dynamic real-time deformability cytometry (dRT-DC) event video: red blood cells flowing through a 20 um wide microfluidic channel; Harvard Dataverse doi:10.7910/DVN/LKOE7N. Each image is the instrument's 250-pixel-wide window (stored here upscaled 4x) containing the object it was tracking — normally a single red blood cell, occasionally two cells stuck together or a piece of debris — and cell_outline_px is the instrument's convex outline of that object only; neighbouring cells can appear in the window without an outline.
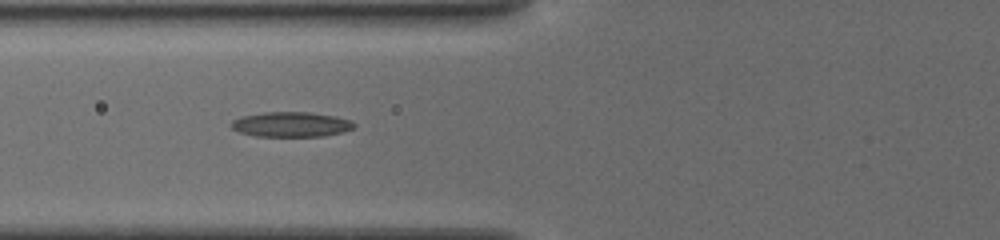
{"species": "common noctule bat (a hibernating species)", "species_latin": "Nyctalus noctula", "temperature_condition": "cold", "stored_images_in_passage": 6, "camera_frame_rate_fps": 3000, "um_per_image_px": 0.085, "animal": {"sex": "female", "body_mass_g": 19.5, "forearm_length_mm": 54.1}, "frame": {"image": 1, "passage_image": 5, "time_ms": 3.667, "image_size_px": [1000, 240], "cell_outline_px": [[356, 128], [344, 132], [324, 136], [256, 136], [240, 132], [232, 128], [232, 120], [244, 116], [264, 112], [308, 112], [336, 116], [352, 120], [356, 124]], "centroid_in_image_um": [24.83, 10.57], "position_along_channel_um": 101.0, "area_um2": 17.92}}
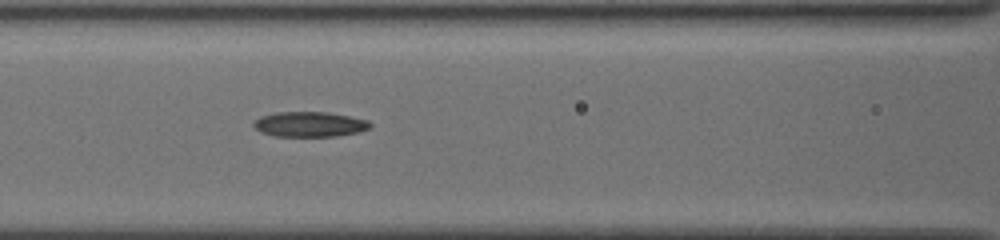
{"frame": {"image": 2, "passage_image": 6, "time_ms": 4.667, "image_size_px": [1000, 240], "cell_outline_px": [[372, 128], [360, 132], [336, 136], [272, 136], [260, 132], [252, 124], [260, 116], [276, 112], [328, 112], [368, 120], [372, 124]], "centroid_in_image_um": [26.34, 10.57], "position_along_channel_um": 140.3, "area_um2": 17.17}}